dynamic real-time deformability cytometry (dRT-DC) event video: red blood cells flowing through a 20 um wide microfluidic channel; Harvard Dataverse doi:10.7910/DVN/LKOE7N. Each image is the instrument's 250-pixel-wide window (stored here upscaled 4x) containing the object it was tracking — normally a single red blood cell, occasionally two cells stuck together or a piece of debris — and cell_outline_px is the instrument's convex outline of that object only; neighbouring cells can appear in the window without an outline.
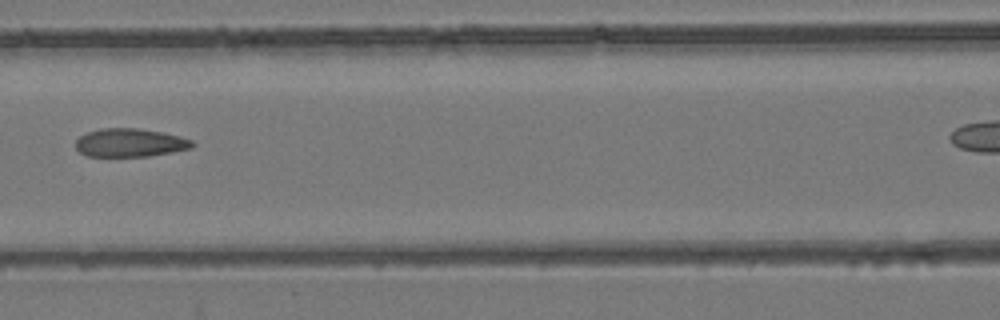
{"species": "common noctule bat (a hibernating species)", "species_latin": "Nyctalus noctula", "temperature_condition": "room temperature", "stored_images_in_passage": 6, "segment_of_instrument_passage": [1, 2], "camera_frame_rate_fps": 3000, "um_per_image_px": 0.085, "animal": {"sex": "female", "body_mass_g": 24.6, "forearm_length_mm": 56.2}, "frame": {"image": 1, "passage_image": 5, "time_ms": 1.333, "image_size_px": [1000, 320], "cell_outline_px": [[196, 144], [192, 148], [172, 152], [148, 156], [88, 156], [80, 152], [76, 148], [76, 140], [80, 136], [88, 132], [100, 128], [140, 128], [164, 132], [180, 136], [192, 140]], "centroid_in_image_um": [11.09, 12.12], "position_along_channel_um": 155.5, "area_um2": 19.36}}